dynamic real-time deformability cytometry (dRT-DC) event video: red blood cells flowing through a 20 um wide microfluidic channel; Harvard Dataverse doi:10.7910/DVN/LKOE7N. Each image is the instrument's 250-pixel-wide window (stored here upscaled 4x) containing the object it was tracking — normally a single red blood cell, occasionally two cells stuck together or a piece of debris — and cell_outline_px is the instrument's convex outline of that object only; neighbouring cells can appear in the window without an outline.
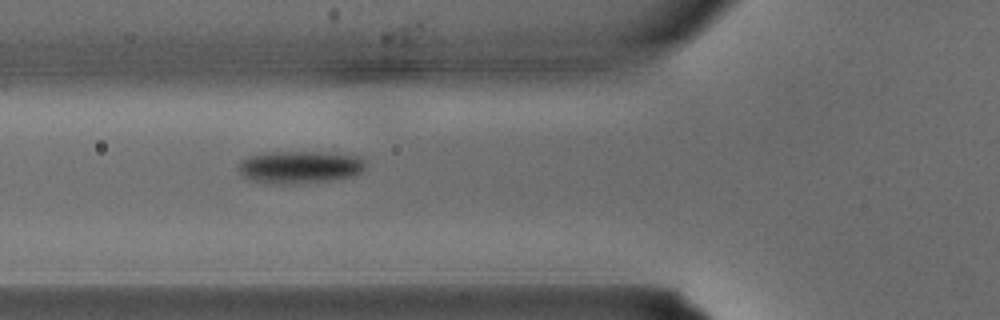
{"species": "common noctule bat (a hibernating species)", "species_latin": "Nyctalus noctula", "temperature_condition": "warm", "stored_images_in_passage": 2, "camera_frame_rate_fps": 3000, "um_per_image_px": 0.085, "animal": {"sex": "male", "body_mass_g": 15.6}, "frame": {"image": 1, "passage_image": 2, "time_ms": 0.333, "image_size_px": [1000, 320], "cell_outline_px": [[368, 164], [360, 172], [352, 176], [332, 180], [296, 184], [280, 184], [248, 180], [236, 168], [240, 160], [248, 156], [268, 152], [324, 152], [356, 156]], "centroid_in_image_um": [25.43, 14.21], "position_along_channel_um": 100.4, "area_um2": 24.16}}